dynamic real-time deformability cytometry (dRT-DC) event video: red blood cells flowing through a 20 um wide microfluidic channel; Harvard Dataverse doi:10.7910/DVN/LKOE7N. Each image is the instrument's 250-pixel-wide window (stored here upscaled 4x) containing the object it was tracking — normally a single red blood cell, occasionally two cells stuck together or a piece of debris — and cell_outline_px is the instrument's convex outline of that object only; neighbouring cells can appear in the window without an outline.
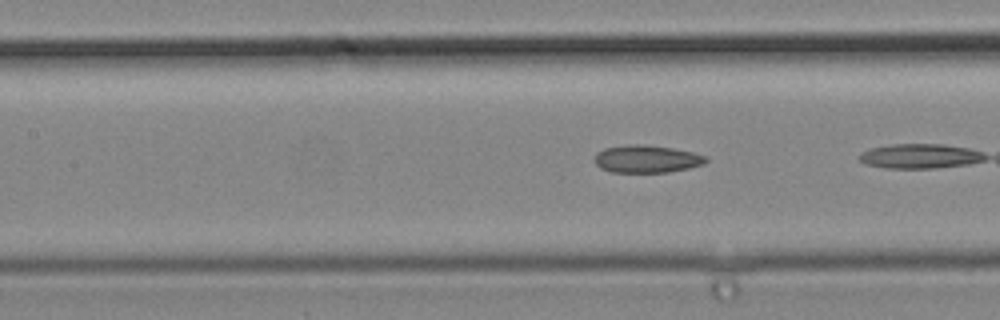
{"species": "common noctule bat (a hibernating species)", "species_latin": "Nyctalus noctula", "temperature_condition": "cold", "stored_images_in_passage": 5, "segment_of_instrument_passage": [2, 2], "camera_frame_rate_fps": 3000, "um_per_image_px": 0.085, "animal": {"sex": "male", "body_mass_g": 19.2, "forearm_length_mm": 51.8}, "frame": {"image": 1, "passage_image": 5, "time_ms": 1.333, "image_size_px": [1000, 320], "cell_outline_px": [[708, 160], [704, 164], [688, 168], [668, 172], [612, 172], [600, 168], [592, 160], [596, 152], [604, 148], [628, 144], [644, 144], [672, 148], [692, 152], [708, 156]], "centroid_in_image_um": [54.94, 13.5], "position_along_channel_um": 152.5, "area_um2": 18.09}}